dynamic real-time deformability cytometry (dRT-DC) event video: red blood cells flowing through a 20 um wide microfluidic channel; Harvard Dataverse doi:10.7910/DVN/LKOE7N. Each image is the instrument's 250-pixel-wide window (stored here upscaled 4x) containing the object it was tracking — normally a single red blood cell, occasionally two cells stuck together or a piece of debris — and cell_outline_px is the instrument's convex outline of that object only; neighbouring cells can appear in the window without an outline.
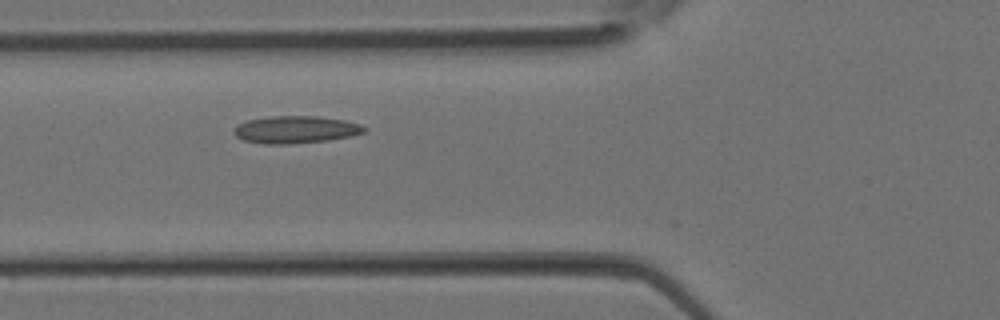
{"species": "Egyptian fruit bat (a non-hibernating species)", "species_latin": "Rousettus aegyptiacus", "temperature_condition": "room temperature", "stored_images_in_passage": 13, "camera_frame_rate_fps": 3000, "um_per_image_px": 0.085, "animal": {"sex": "female"}, "frame": {"image": 1, "passage_image": 9, "time_ms": 2.667, "image_size_px": [1000, 320], "cell_outline_px": [[368, 128], [364, 132], [352, 136], [328, 140], [288, 144], [264, 144], [244, 140], [236, 136], [232, 132], [240, 124], [248, 120], [272, 116], [316, 116], [344, 120], [360, 124]], "centroid_in_image_um": [25.16, 11.02], "position_along_channel_um": 100.6, "area_um2": 20.63}}
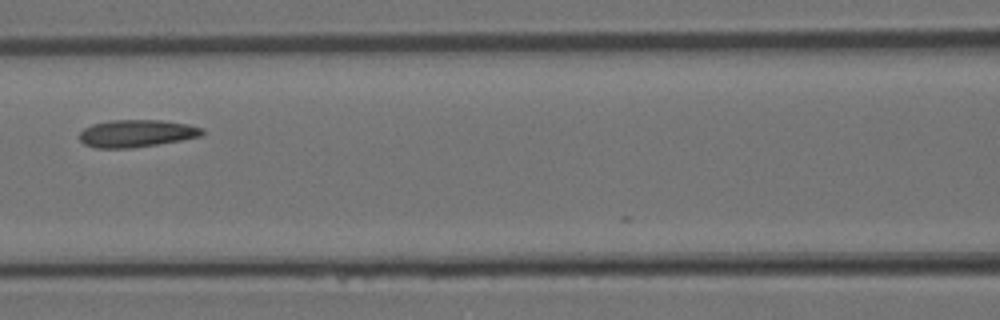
{"frame": {"image": 2, "passage_image": 12, "time_ms": 3.667, "image_size_px": [1000, 320], "cell_outline_px": [[204, 132], [200, 136], [180, 140], [132, 148], [96, 148], [84, 144], [80, 140], [80, 132], [84, 128], [92, 124], [112, 120], [160, 120], [188, 124], [204, 128]], "centroid_in_image_um": [11.59, 11.33], "position_along_channel_um": 155.0, "area_um2": 19.48}}